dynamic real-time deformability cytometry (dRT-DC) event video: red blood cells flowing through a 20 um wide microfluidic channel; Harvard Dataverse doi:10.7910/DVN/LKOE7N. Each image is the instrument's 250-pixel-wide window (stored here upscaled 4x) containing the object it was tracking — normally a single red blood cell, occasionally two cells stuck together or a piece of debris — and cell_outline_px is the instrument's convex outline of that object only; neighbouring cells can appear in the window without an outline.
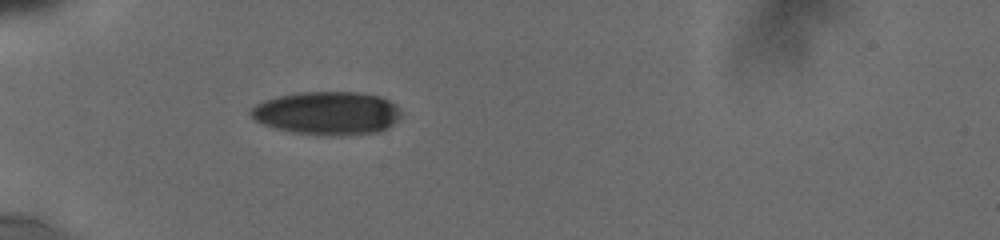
{"species": "human", "species_latin": "Homo sapiens", "temperature_condition": "cold", "stored_images_in_passage": 37, "camera_frame_rate_fps": 3000, "um_per_image_px": 0.085, "donor": {"sex": "male"}, "frame": {"image": 1, "passage_image": 1, "time_ms": 0.0, "image_size_px": [1000, 240], "cell_outline_px": [[400, 116], [388, 128], [380, 132], [336, 136], [292, 132], [276, 128], [264, 124], [256, 120], [248, 112], [256, 104], [264, 100], [276, 96], [296, 92], [360, 92], [380, 96], [396, 104], [400, 108]], "centroid_in_image_um": [27.83, 9.61], "position_along_channel_um": 57.2, "area_um2": 38.03}}
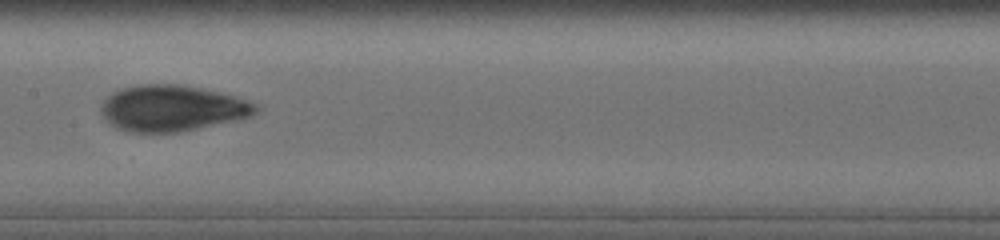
{"frame": {"image": 2, "passage_image": 14, "time_ms": 4.0, "image_size_px": [1000, 240], "cell_outline_px": [[260, 108], [256, 112], [248, 116], [236, 120], [180, 132], [132, 132], [116, 128], [104, 116], [100, 108], [104, 100], [112, 92], [120, 88], [136, 84], [176, 84], [200, 88], [220, 92], [256, 104]], "centroid_in_image_um": [14.59, 9.19], "position_along_channel_um": 192.8, "area_um2": 41.15}}
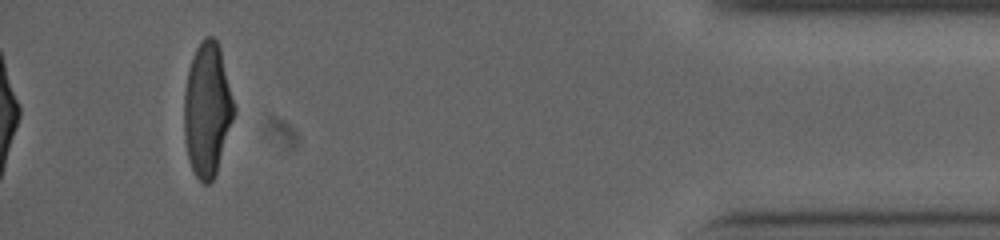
{"frame": {"image": 3, "passage_image": 37, "time_ms": 11.333, "image_size_px": [1000, 240], "cell_outline_px": [[236, 108], [216, 172], [212, 180], [208, 184], [204, 184], [196, 176], [192, 168], [188, 156], [184, 140], [184, 92], [188, 68], [192, 56], [196, 48], [204, 36], [212, 36], [216, 40], [220, 48]], "centroid_in_image_um": [17.6, 9.27], "position_along_channel_um": 417.6, "area_um2": 38.73}, "authors_computed_cell_mechanics": {"area_um2": 39.7086, "velocity_mm_per_s": 3.797, "shape_relaxation_time_tau1_ms": 4.0089, "shape_relaxation_time_tau2_ms": 1.0418, "deformation_change_tau1": 0.1648, "deformation_change_tau2": 0.0536}}